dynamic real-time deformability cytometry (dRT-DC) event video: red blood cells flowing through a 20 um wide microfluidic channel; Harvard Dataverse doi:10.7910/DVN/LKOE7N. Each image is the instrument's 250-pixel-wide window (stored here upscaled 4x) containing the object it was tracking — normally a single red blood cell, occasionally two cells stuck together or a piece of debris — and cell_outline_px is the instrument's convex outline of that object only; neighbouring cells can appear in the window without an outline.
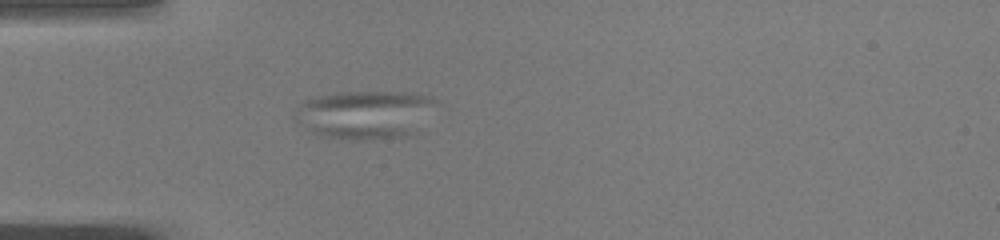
{"species": "common noctule bat (a hibernating species)", "species_latin": "Nyctalus noctula", "temperature_condition": "warm", "stored_images_in_passage": 55, "camera_frame_rate_fps": 3000, "um_per_image_px": 0.085, "animal": {"sex": "male", "body_mass_g": 19.0, "forearm_length_mm": 50.8}, "frame": {"image": 1, "passage_image": 17, "time_ms": 5.333, "image_size_px": [1000, 240], "cell_outline_px": [[440, 100], [412, 132], [408, 136], [368, 140], [356, 140], [320, 136], [312, 132], [296, 120], [292, 116], [300, 104], [304, 100], [316, 96], [336, 92], [412, 92], [428, 96]], "centroid_in_image_um": [30.98, 9.72], "position_along_channel_um": 54.0, "area_um2": 39.71}}
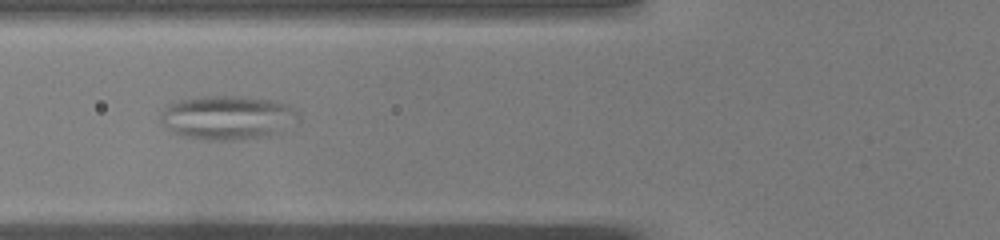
{"frame": {"image": 2, "passage_image": 22, "time_ms": 7.0, "image_size_px": [1000, 240], "cell_outline_px": [[300, 120], [268, 136], [248, 140], [204, 140], [184, 136], [168, 128], [160, 120], [160, 112], [164, 104], [176, 100], [200, 96], [240, 96], [276, 100], [288, 104], [296, 108], [300, 112]], "centroid_in_image_um": [19.36, 9.97], "position_along_channel_um": 106.4, "area_um2": 36.07}}